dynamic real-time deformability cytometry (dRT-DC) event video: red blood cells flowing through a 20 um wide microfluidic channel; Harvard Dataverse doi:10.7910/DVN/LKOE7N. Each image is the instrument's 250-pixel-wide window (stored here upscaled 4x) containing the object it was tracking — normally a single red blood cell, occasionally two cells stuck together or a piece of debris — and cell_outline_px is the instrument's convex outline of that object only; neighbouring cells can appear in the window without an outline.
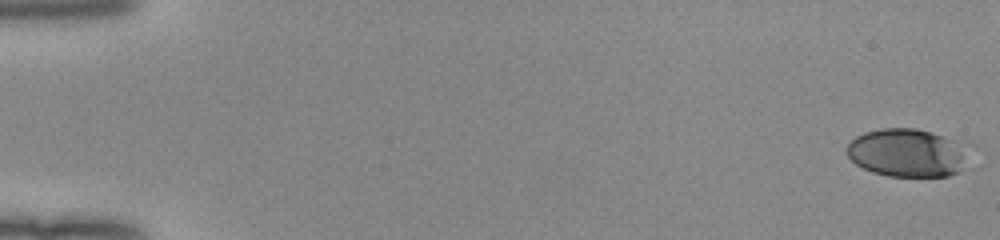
{"species": "human", "species_latin": "Homo sapiens", "temperature_condition": "room temperature", "stored_images_in_passage": 52, "camera_frame_rate_fps": 3000, "um_per_image_px": 0.085, "donor": {"sex": "female"}, "frame": {"image": 1, "passage_image": 1, "time_ms": 0.0, "image_size_px": [1000, 240], "cell_outline_px": [[976, 144], [968, 168], [960, 172], [948, 176], [888, 176], [872, 172], [856, 164], [844, 152], [844, 148], [856, 136], [864, 132], [880, 128], [916, 128], [932, 132]], "centroid_in_image_um": [77.33, 12.98], "position_along_channel_um": 7.7, "area_um2": 36.18}}
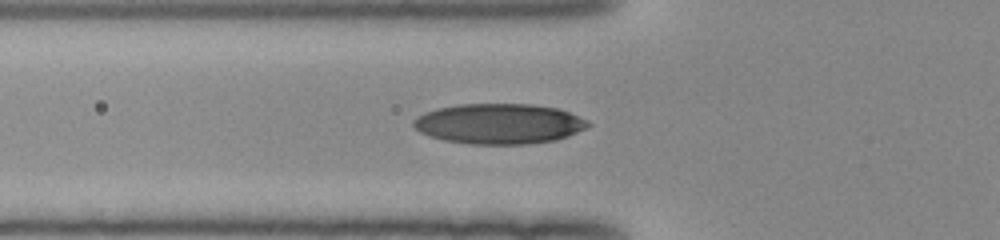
{"frame": {"image": 2, "passage_image": 20, "time_ms": 6.333, "image_size_px": [1000, 240], "cell_outline_px": [[592, 124], [588, 128], [568, 136], [556, 140], [528, 144], [468, 144], [444, 140], [420, 132], [412, 124], [412, 120], [428, 112], [440, 108], [460, 104], [532, 104], [560, 108], [588, 120]], "centroid_in_image_um": [42.5, 10.52], "position_along_channel_um": 83.3, "area_um2": 41.04}}
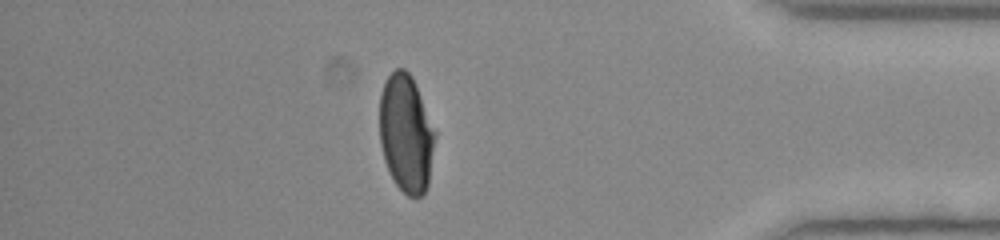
{"frame": {"image": 3, "passage_image": 46, "time_ms": 15.0, "image_size_px": [1000, 240], "cell_outline_px": [[436, 136], [428, 184], [424, 192], [420, 196], [408, 196], [396, 184], [384, 160], [380, 144], [380, 92], [388, 76], [396, 68], [404, 68], [412, 76], [416, 84], [436, 132]], "centroid_in_image_um": [34.52, 11.31], "position_along_channel_um": 400.7, "area_um2": 38.03}, "authors_computed_cell_mechanics": {"area_um2": 38.3214, "velocity_mm_per_s": 4.0204, "shape_relaxation_time_tau1_ms": 5.2669, "shape_relaxation_time_tau2_ms": 1.0068, "deformation_change_tau1": 0.2042, "deformation_change_tau2": 0.0562}}